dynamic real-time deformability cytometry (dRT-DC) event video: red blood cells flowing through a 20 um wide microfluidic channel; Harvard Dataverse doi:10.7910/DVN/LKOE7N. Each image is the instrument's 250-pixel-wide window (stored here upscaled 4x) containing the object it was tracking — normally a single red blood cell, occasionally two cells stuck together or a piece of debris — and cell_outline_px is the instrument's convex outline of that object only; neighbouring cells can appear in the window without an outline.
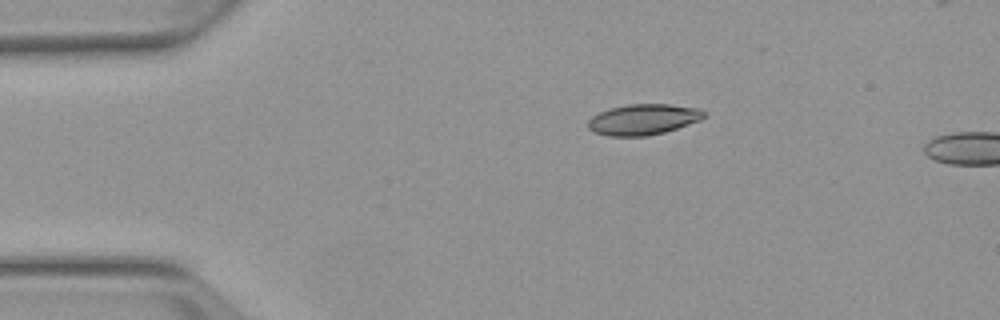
{"species": "Egyptian fruit bat (a non-hibernating species)", "species_latin": "Rousettus aegyptiacus", "temperature_condition": "warm", "stored_images_in_passage": 2, "camera_frame_rate_fps": 3000, "um_per_image_px": 0.085, "animal": {"sex": "female"}, "frame": {"image": 1, "passage_image": 1, "time_ms": 0.0, "image_size_px": [1000, 320], "cell_outline_px": [[704, 116], [700, 120], [664, 132], [644, 136], [608, 136], [596, 132], [588, 128], [588, 120], [592, 116], [600, 112], [612, 108], [628, 104], [668, 104], [700, 108], [704, 112]], "centroid_in_image_um": [54.67, 10.15], "position_along_channel_um": 30.3, "area_um2": 20.52}}